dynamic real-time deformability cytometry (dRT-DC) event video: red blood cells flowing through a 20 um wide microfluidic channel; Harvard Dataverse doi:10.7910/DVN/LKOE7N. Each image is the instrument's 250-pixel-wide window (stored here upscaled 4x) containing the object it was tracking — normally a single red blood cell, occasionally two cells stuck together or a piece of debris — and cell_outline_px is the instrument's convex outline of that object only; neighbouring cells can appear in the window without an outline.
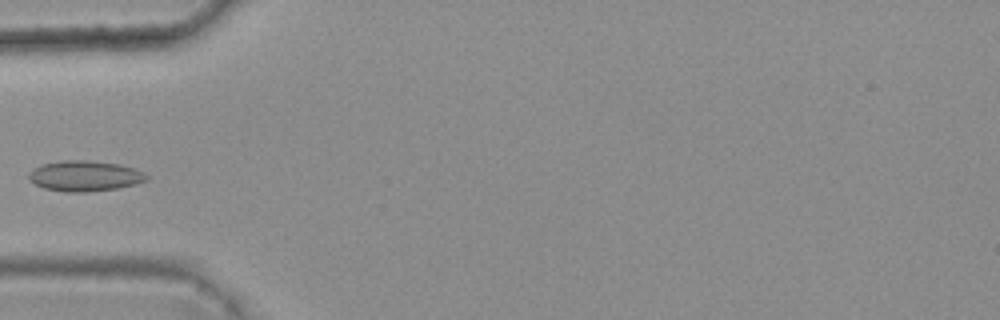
{"species": "common noctule bat (a hibernating species)", "species_latin": "Nyctalus noctula", "temperature_condition": "warm", "stored_images_in_passage": 6, "camera_frame_rate_fps": 3000, "um_per_image_px": 0.085, "animal": {"sex": "female", "body_mass_g": 25.1}, "frame": {"image": 1, "passage_image": 5, "time_ms": 1.333, "image_size_px": [1000, 320], "cell_outline_px": [[148, 180], [136, 184], [116, 188], [84, 192], [64, 192], [44, 188], [28, 180], [28, 176], [40, 164], [60, 160], [88, 160], [120, 164], [136, 168], [144, 172], [148, 176]], "centroid_in_image_um": [7.23, 14.95], "position_along_channel_um": 77.8, "area_um2": 21.04}}
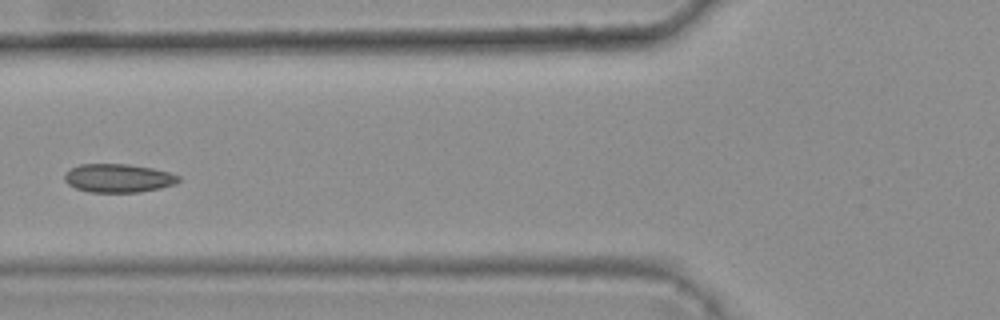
{"frame": {"image": 2, "passage_image": 6, "time_ms": 1.667, "image_size_px": [1000, 320], "cell_outline_px": [[180, 180], [176, 184], [160, 188], [140, 192], [88, 192], [76, 188], [68, 184], [64, 180], [64, 176], [72, 168], [80, 164], [128, 164], [152, 168], [168, 172], [180, 176]], "centroid_in_image_um": [10.07, 15.14], "position_along_channel_um": 115.7, "area_um2": 18.9}}